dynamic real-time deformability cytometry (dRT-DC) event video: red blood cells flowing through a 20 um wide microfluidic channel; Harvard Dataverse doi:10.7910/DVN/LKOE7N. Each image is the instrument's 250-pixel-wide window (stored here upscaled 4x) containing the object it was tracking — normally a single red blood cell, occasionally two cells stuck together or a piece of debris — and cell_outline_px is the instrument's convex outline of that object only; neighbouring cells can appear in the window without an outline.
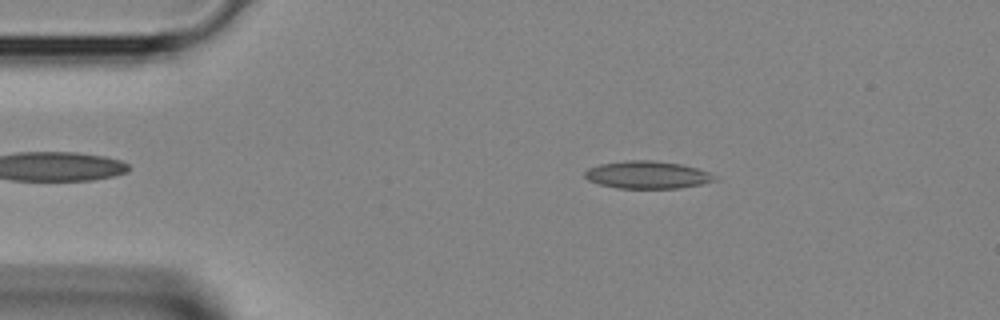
{"species": "Egyptian fruit bat (a non-hibernating species)", "species_latin": "Rousettus aegyptiacus", "temperature_condition": "room temperature", "stored_images_in_passage": 34, "camera_frame_rate_fps": 3000, "um_per_image_px": 0.085, "animal": {"sex": "female"}, "frame": {"image": 1, "passage_image": 6, "time_ms": 1.667, "image_size_px": [1000, 320], "cell_outline_px": [[716, 180], [704, 184], [680, 188], [616, 188], [600, 184], [588, 180], [584, 176], [584, 172], [588, 168], [600, 164], [628, 160], [652, 160], [680, 164], [696, 168], [708, 172], [716, 176]], "centroid_in_image_um": [55.02, 14.86], "position_along_channel_um": 30.0, "area_um2": 20.81}}
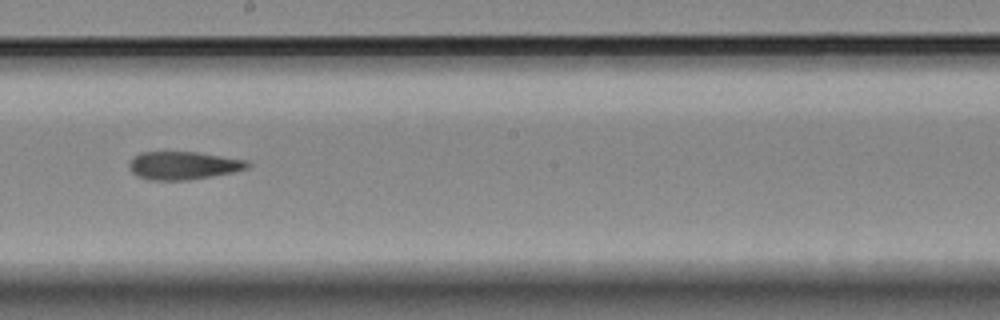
{"frame": {"image": 2, "passage_image": 21, "time_ms": 6.667, "image_size_px": [1000, 320], "cell_outline_px": [[252, 164], [248, 168], [232, 172], [188, 180], [148, 180], [136, 176], [128, 168], [128, 164], [132, 156], [140, 152], [196, 152], [248, 160]], "centroid_in_image_um": [15.54, 14.06], "position_along_channel_um": 232.7, "area_um2": 19.48}}
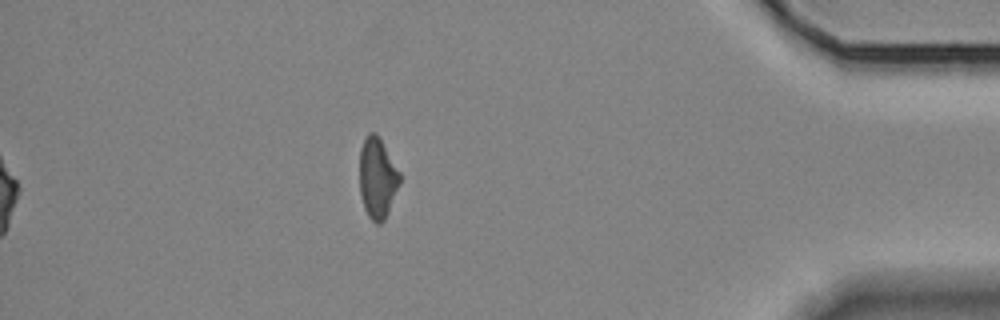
{"frame": {"image": 3, "passage_image": 34, "time_ms": 11.0, "image_size_px": [1000, 320], "cell_outline_px": [[400, 184], [388, 212], [384, 220], [380, 224], [376, 224], [368, 216], [364, 208], [360, 192], [360, 148], [364, 136], [368, 132], [376, 132], [400, 172]], "centroid_in_image_um": [32.07, 15.12], "position_along_channel_um": 403.1, "area_um2": 18.96}}